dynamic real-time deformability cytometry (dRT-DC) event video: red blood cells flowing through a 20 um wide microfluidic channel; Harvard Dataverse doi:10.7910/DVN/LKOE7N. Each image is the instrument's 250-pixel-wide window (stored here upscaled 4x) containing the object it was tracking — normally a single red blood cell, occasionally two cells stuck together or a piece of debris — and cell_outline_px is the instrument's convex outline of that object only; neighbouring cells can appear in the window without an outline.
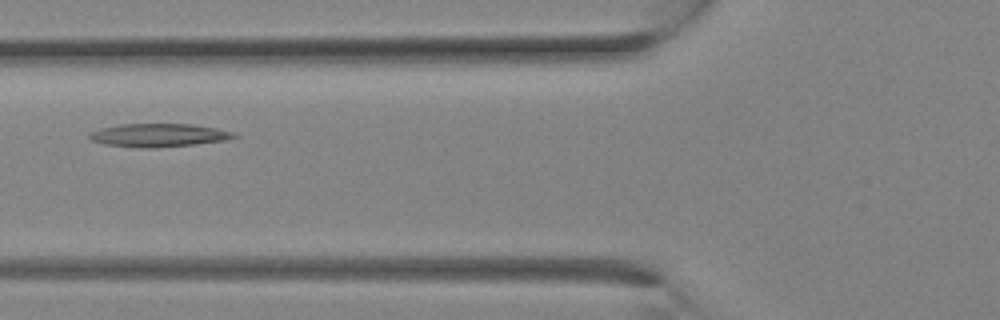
{"species": "Egyptian fruit bat (a non-hibernating species)", "species_latin": "Rousettus aegyptiacus", "temperature_condition": "room temperature", "stored_images_in_passage": 11, "camera_frame_rate_fps": 3000, "um_per_image_px": 0.085, "animal": {"sex": "female"}, "frame": {"image": 1, "passage_image": 3, "time_ms": 0.667, "image_size_px": [1000, 320], "cell_outline_px": [[240, 136], [224, 140], [196, 144], [152, 148], [144, 148], [104, 144], [92, 140], [88, 136], [88, 132], [100, 128], [120, 124], [192, 124], [216, 128], [232, 132]], "centroid_in_image_um": [13.46, 11.49], "position_along_channel_um": 112.3, "area_um2": 19.54}}
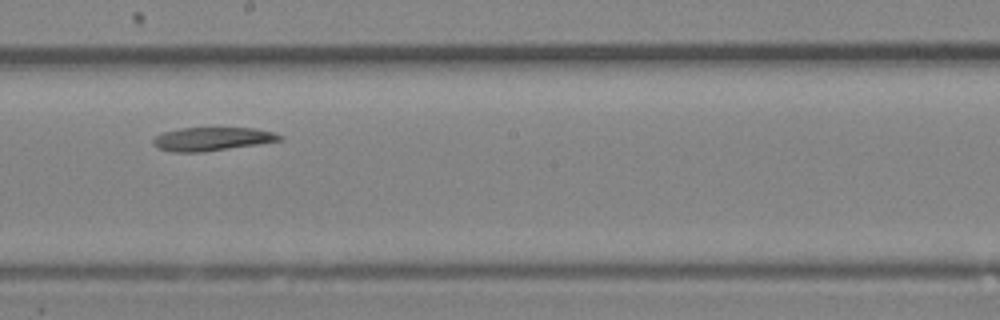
{"frame": {"image": 2, "passage_image": 8, "time_ms": 2.333, "image_size_px": [1000, 320], "cell_outline_px": [[284, 140], [200, 152], [172, 152], [156, 148], [152, 144], [152, 140], [156, 136], [164, 132], [180, 128], [256, 128], [272, 132], [284, 136]], "centroid_in_image_um": [18.0, 11.81], "position_along_channel_um": 230.2, "area_um2": 17.22}}
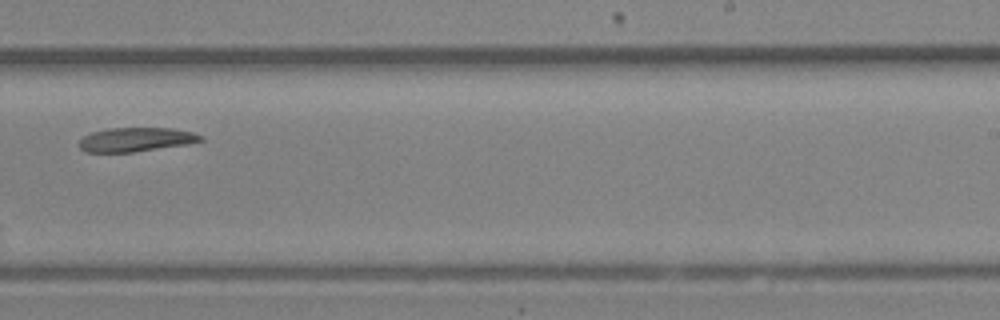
{"frame": {"image": 3, "passage_image": 10, "time_ms": 3.0, "image_size_px": [1000, 320], "cell_outline_px": [[204, 140], [188, 144], [132, 152], [88, 152], [80, 148], [80, 140], [84, 136], [92, 132], [108, 128], [172, 128], [192, 132], [204, 136]], "centroid_in_image_um": [11.59, 11.85], "position_along_channel_um": 277.4, "area_um2": 16.94}}